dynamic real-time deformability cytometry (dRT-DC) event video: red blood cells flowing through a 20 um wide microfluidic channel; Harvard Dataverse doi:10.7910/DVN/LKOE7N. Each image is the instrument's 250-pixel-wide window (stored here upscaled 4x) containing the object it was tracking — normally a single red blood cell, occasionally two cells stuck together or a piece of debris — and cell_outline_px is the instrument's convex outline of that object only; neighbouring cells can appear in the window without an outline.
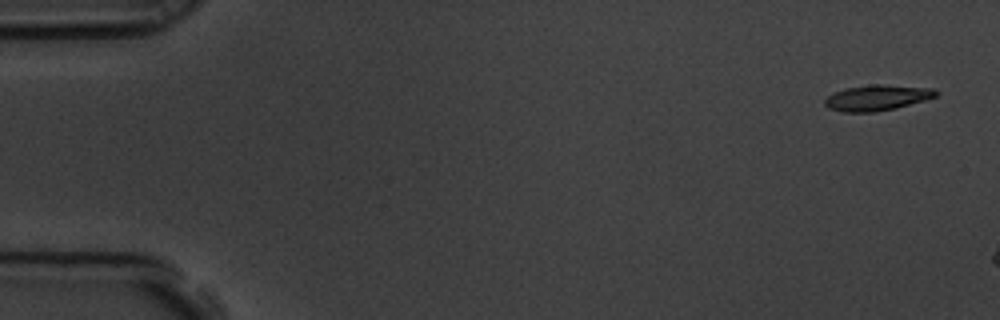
{"species": "common noctule bat (a hibernating species)", "species_latin": "Nyctalus noctula", "temperature_condition": "room temperature", "stored_images_in_passage": 3, "camera_frame_rate_fps": 3000, "um_per_image_px": 0.085, "animal": {"sex": "male", "body_mass_g": 19.5, "forearm_length_mm": 54.6}, "frame": {"image": 1, "passage_image": 1, "time_ms": 0.0, "image_size_px": [1000, 320], "cell_outline_px": [[940, 92], [936, 96], [924, 100], [896, 108], [872, 112], [844, 112], [828, 108], [824, 104], [824, 100], [832, 92], [844, 88], [872, 84], [884, 84], [932, 88]], "centroid_in_image_um": [74.52, 8.29], "position_along_channel_um": 10.5, "area_um2": 16.7}}